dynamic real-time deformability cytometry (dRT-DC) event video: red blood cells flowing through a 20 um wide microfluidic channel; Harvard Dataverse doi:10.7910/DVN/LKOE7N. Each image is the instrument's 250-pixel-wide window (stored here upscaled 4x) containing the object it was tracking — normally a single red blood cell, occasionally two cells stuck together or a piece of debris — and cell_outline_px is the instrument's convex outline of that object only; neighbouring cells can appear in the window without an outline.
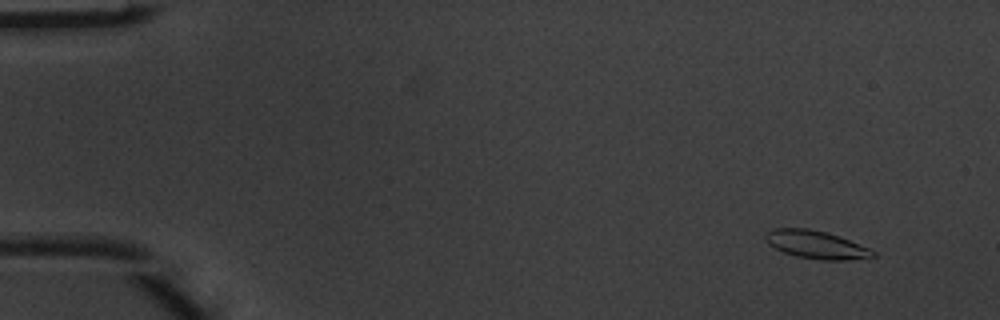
{"species": "common noctule bat (a hibernating species)", "species_latin": "Nyctalus noctula", "temperature_condition": "warm", "stored_images_in_passage": 6, "camera_frame_rate_fps": 3000, "um_per_image_px": 0.085, "animal": {"sex": "male", "body_mass_g": 20.1, "forearm_length_mm": 53.5}, "frame": {"image": 1, "passage_image": 2, "time_ms": 0.333, "image_size_px": [1000, 320], "cell_outline_px": [[876, 256], [868, 260], [824, 260], [796, 256], [784, 252], [768, 244], [764, 236], [764, 232], [772, 228], [808, 228], [824, 232], [848, 240], [868, 248], [876, 252]], "centroid_in_image_um": [69.38, 20.81], "position_along_channel_um": 15.6, "area_um2": 17.57}}